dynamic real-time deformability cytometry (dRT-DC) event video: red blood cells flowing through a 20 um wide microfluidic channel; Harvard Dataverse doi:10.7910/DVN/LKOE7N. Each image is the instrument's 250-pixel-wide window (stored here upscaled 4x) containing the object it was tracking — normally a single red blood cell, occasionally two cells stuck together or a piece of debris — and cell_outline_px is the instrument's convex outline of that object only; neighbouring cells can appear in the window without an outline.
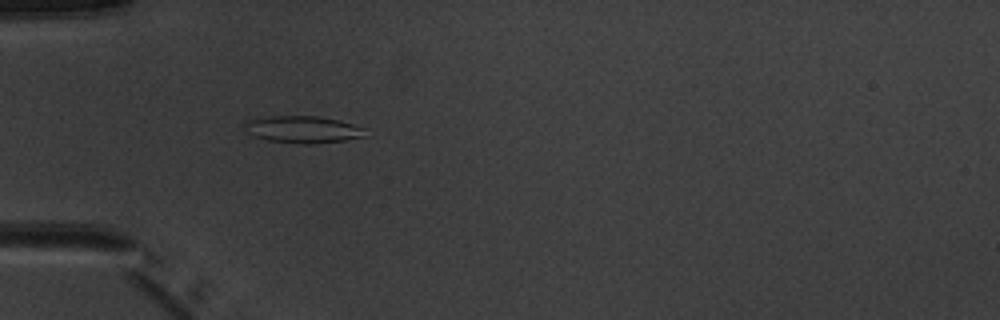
{"species": "common noctule bat (a hibernating species)", "species_latin": "Nyctalus noctula", "temperature_condition": "warm", "stored_images_in_passage": 4, "camera_frame_rate_fps": 3000, "um_per_image_px": 0.085, "animal": {"sex": "male", "body_mass_g": 20.1, "forearm_length_mm": 53.5}, "frame": {"image": 1, "passage_image": 4, "time_ms": 3.667, "image_size_px": [1000, 320], "cell_outline_px": [[364, 136], [344, 140], [312, 144], [304, 144], [268, 140], [252, 136], [248, 132], [244, 124], [244, 120], [272, 116], [316, 116], [340, 120], [364, 128]], "centroid_in_image_um": [25.7, 11.0], "position_along_channel_um": 59.3, "area_um2": 18.84}}